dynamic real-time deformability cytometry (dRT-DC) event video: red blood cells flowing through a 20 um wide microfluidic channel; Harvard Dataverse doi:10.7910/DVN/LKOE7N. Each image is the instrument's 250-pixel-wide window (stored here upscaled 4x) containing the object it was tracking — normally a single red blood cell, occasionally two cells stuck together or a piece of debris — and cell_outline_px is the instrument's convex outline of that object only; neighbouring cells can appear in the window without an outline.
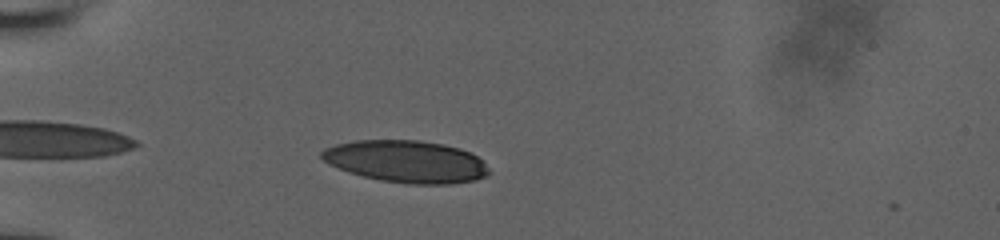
{"species": "human", "species_latin": "Homo sapiens", "temperature_condition": "room temperature", "stored_images_in_passage": 13, "camera_frame_rate_fps": 3000, "um_per_image_px": 0.085, "donor": {"sex": "male"}, "frame": {"image": 1, "passage_image": 4, "time_ms": 1.0, "image_size_px": [1000, 240], "cell_outline_px": [[488, 172], [484, 176], [476, 180], [452, 184], [408, 184], [380, 180], [348, 172], [328, 164], [320, 156], [320, 152], [324, 148], [336, 144], [356, 140], [416, 140], [444, 144], [460, 148], [476, 156], [488, 168]], "centroid_in_image_um": [34.49, 13.73], "position_along_channel_um": 50.5, "area_um2": 40.98}}
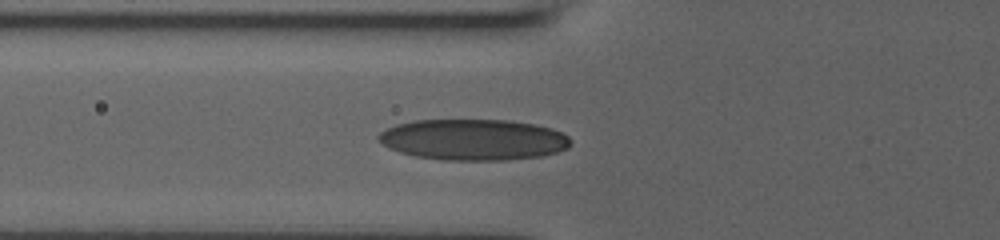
{"frame": {"image": 2, "passage_image": 10, "time_ms": 2.667, "image_size_px": [1000, 240], "cell_outline_px": [[572, 144], [568, 148], [556, 152], [540, 156], [508, 160], [444, 160], [416, 156], [400, 152], [388, 148], [376, 140], [376, 136], [380, 132], [396, 124], [416, 120], [512, 120], [536, 124], [552, 128], [568, 136], [572, 140]], "centroid_in_image_um": [40.24, 11.87], "position_along_channel_um": 85.6, "area_um2": 46.3}}
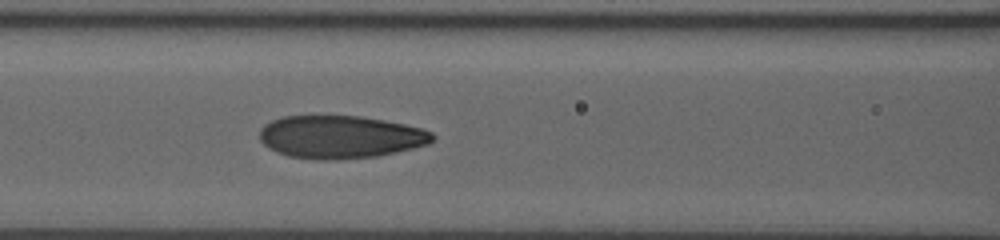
{"frame": {"image": 3, "passage_image": 13, "time_ms": 4.0, "image_size_px": [1000, 240], "cell_outline_px": [[436, 136], [428, 144], [396, 152], [376, 156], [320, 160], [288, 156], [276, 152], [268, 148], [260, 140], [260, 128], [264, 124], [272, 120], [284, 116], [360, 116], [384, 120], [404, 124], [420, 128], [432, 132]], "centroid_in_image_um": [28.9, 11.63], "position_along_channel_um": 137.7, "area_um2": 42.95}}